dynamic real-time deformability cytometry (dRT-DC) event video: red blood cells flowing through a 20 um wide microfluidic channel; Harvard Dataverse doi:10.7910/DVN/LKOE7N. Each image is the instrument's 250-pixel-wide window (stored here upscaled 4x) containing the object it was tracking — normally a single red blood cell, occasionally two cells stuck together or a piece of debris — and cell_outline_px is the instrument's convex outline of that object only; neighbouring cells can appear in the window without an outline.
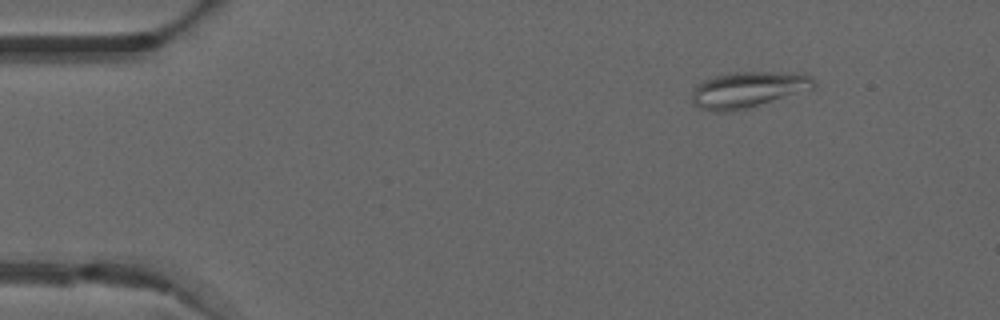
{"species": "common noctule bat (a hibernating species)", "species_latin": "Nyctalus noctula", "temperature_condition": "warm", "stored_images_in_passage": 45, "camera_frame_rate_fps": 3000, "um_per_image_px": 0.085, "animal": {"sex": "male", "forearm_length_mm": 52.5}, "frame": {"image": 1, "passage_image": 1, "time_ms": 0.0, "image_size_px": [1000, 320], "cell_outline_px": [[816, 84], [812, 88], [748, 108], [728, 112], [716, 112], [700, 108], [692, 104], [692, 92], [696, 84], [700, 80], [732, 72], [804, 72], [812, 76], [816, 80]], "centroid_in_image_um": [63.56, 7.6], "position_along_channel_um": 21.4, "area_um2": 25.78}}
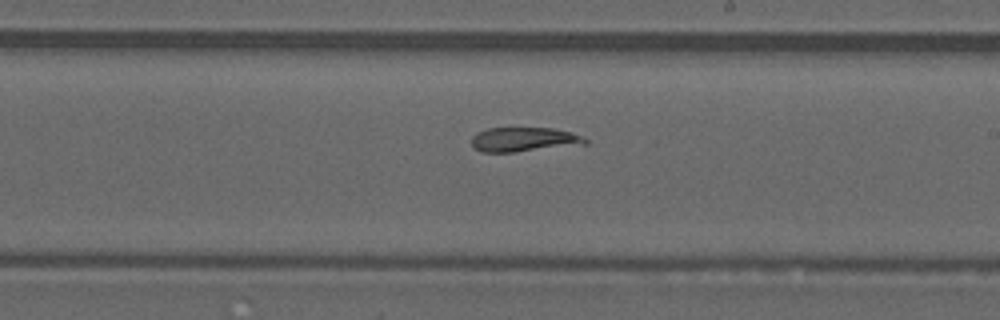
{"frame": {"image": 2, "passage_image": 24, "time_ms": 7.667, "image_size_px": [1000, 320], "cell_outline_px": [[588, 144], [512, 152], [480, 152], [472, 144], [472, 136], [476, 132], [488, 128], [556, 128], [572, 132], [588, 140]], "centroid_in_image_um": [44.54, 11.85], "position_along_channel_um": 244.5, "area_um2": 16.18}}
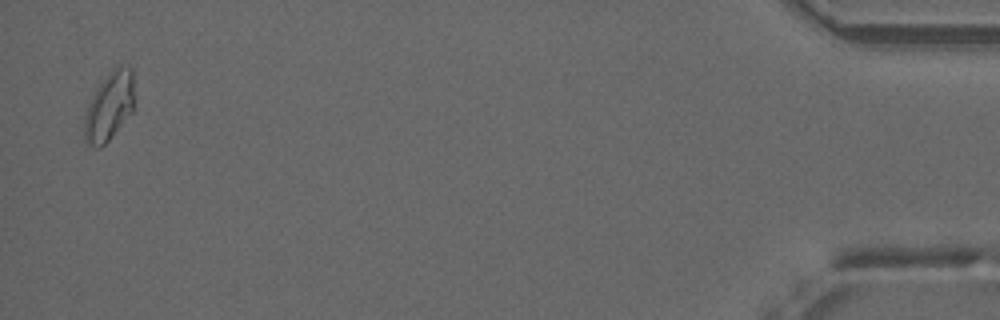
{"frame": {"image": 3, "passage_image": 44, "time_ms": 14.333, "image_size_px": [1000, 320], "cell_outline_px": [[132, 112], [108, 140], [100, 148], [96, 148], [84, 140], [84, 116], [88, 104], [96, 88], [112, 68], [120, 64], [132, 68]], "centroid_in_image_um": [9.25, 9.03], "position_along_channel_um": 425.9, "area_um2": 19.65}}